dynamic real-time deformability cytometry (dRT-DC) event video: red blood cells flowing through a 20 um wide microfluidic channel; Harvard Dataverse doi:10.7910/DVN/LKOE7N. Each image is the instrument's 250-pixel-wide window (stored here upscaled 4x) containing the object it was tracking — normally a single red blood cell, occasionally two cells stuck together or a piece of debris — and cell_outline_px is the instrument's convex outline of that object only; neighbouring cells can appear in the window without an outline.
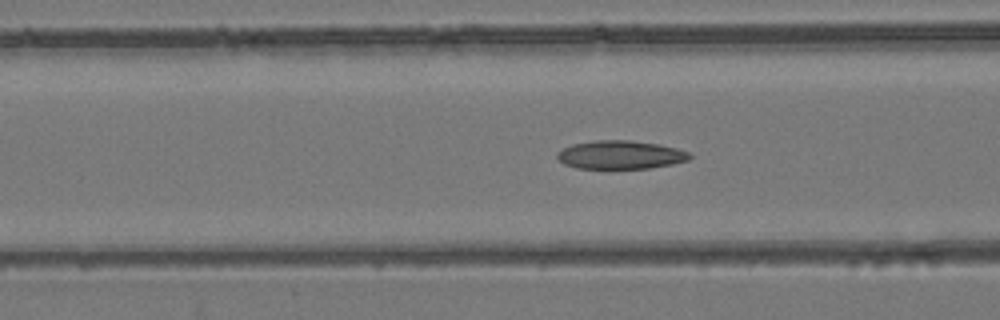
{"species": "common noctule bat (a hibernating species)", "species_latin": "Nyctalus noctula", "temperature_condition": "room temperature", "stored_images_in_passage": 29, "camera_frame_rate_fps": 3000, "um_per_image_px": 0.085, "animal": {"sex": "female", "body_mass_g": 24.6, "forearm_length_mm": 56.2}, "frame": {"image": 1, "passage_image": 9, "time_ms": 2.667, "image_size_px": [1000, 320], "cell_outline_px": [[692, 156], [688, 160], [672, 164], [648, 168], [576, 168], [564, 164], [556, 156], [556, 152], [572, 144], [596, 140], [628, 140], [660, 144], [676, 148], [688, 152]], "centroid_in_image_um": [52.72, 13.15], "position_along_channel_um": 113.9, "area_um2": 21.85}}
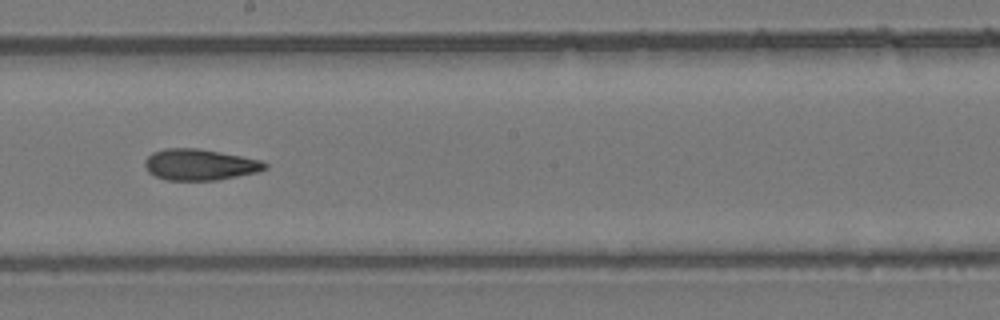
{"frame": {"image": 2, "passage_image": 18, "time_ms": 5.667, "image_size_px": [1000, 320], "cell_outline_px": [[268, 168], [256, 172], [216, 180], [168, 180], [156, 176], [148, 172], [144, 164], [144, 160], [152, 152], [164, 148], [200, 148], [260, 160], [268, 164]], "centroid_in_image_um": [16.95, 13.98], "position_along_channel_um": 231.3, "area_um2": 21.73}}
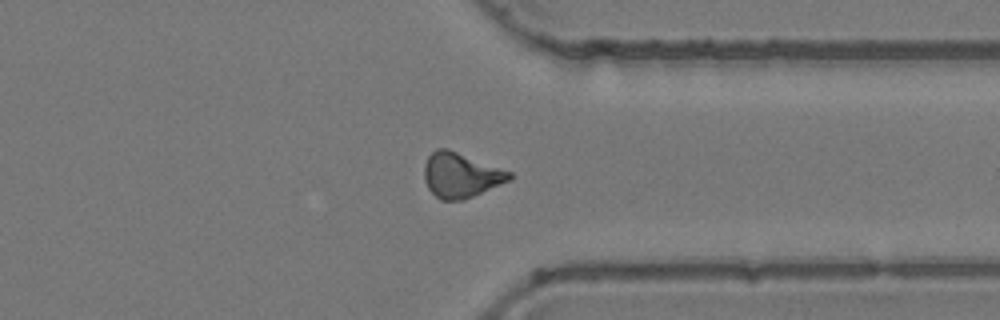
{"frame": {"image": 3, "passage_image": 29, "time_ms": 9.333, "image_size_px": [1000, 320], "cell_outline_px": [[512, 180], [464, 200], [440, 200], [428, 188], [424, 180], [424, 164], [428, 156], [436, 148], [448, 148], [512, 172]], "centroid_in_image_um": [39.17, 14.89], "position_along_channel_um": 372.2, "area_um2": 22.48}, "authors_computed_cell_mechanics": {"area_um2": 21.7328, "velocity_mm_per_s": 3.9059, "shape_relaxation_time_tau1_ms": null, "shape_relaxation_time_tau2_ms": 5.3807, "deformation_change_tau1": null, "deformation_change_tau2": 0.1459}}